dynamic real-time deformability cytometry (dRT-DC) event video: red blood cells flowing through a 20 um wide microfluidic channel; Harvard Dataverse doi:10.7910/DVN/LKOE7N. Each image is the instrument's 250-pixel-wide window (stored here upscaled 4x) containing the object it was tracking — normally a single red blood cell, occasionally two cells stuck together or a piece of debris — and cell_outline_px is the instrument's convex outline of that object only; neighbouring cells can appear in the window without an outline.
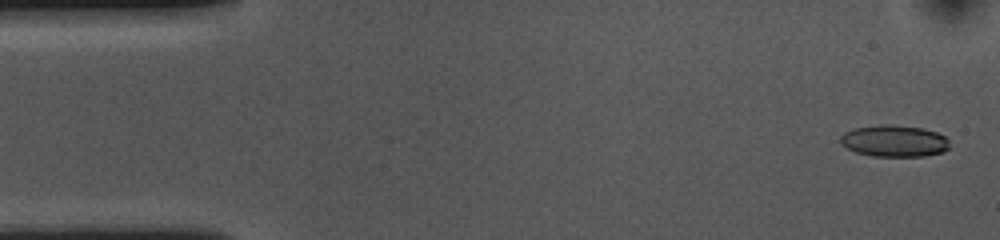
{"species": "common noctule bat (a hibernating species)", "species_latin": "Nyctalus noctula", "temperature_condition": "cold", "stored_images_in_passage": 54, "camera_frame_rate_fps": 3000, "um_per_image_px": 0.085, "animal": {"sex": "female", "body_mass_g": 10.0, "forearm_length_mm": 53.1}, "frame": {"image": 1, "passage_image": 2, "time_ms": 0.333, "image_size_px": [1000, 240], "cell_outline_px": [[948, 148], [944, 152], [924, 156], [872, 156], [856, 152], [840, 144], [840, 136], [844, 132], [856, 128], [888, 124], [920, 128], [936, 132], [944, 136], [948, 140]], "centroid_in_image_um": [76.0, 11.99], "position_along_channel_um": 9.0, "area_um2": 19.94}}
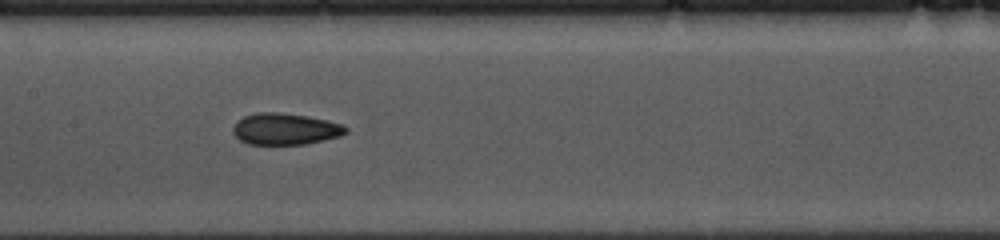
{"frame": {"image": 2, "passage_image": 25, "time_ms": 8.0, "image_size_px": [1000, 240], "cell_outline_px": [[348, 132], [340, 136], [304, 144], [248, 144], [240, 140], [232, 132], [232, 128], [236, 120], [244, 116], [256, 112], [276, 112], [308, 116], [328, 120], [344, 124], [348, 128]], "centroid_in_image_um": [24.24, 10.95], "position_along_channel_um": 183.2, "area_um2": 20.87}}
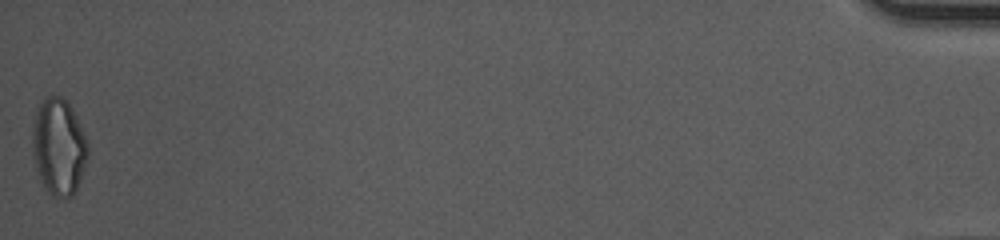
{"frame": {"image": 3, "passage_image": 54, "time_ms": 17.667, "image_size_px": [1000, 240], "cell_outline_px": [[88, 156], [80, 180], [72, 196], [52, 196], [48, 192], [40, 176], [36, 164], [32, 144], [32, 132], [36, 108], [48, 96], [64, 96], [72, 108], [88, 140]], "centroid_in_image_um": [5.01, 12.42], "position_along_channel_um": 430.2, "area_um2": 30.87}, "authors_computed_cell_mechanics": {"area_um2": 20.8658, "velocity_mm_per_s": 3.6352, "shape_relaxation_time_tau1_ms": 4.4171, "shape_relaxation_time_tau2_ms": 3.3202, "deformation_change_tau1": 0.1123, "deformation_change_tau2": 0.0938}}